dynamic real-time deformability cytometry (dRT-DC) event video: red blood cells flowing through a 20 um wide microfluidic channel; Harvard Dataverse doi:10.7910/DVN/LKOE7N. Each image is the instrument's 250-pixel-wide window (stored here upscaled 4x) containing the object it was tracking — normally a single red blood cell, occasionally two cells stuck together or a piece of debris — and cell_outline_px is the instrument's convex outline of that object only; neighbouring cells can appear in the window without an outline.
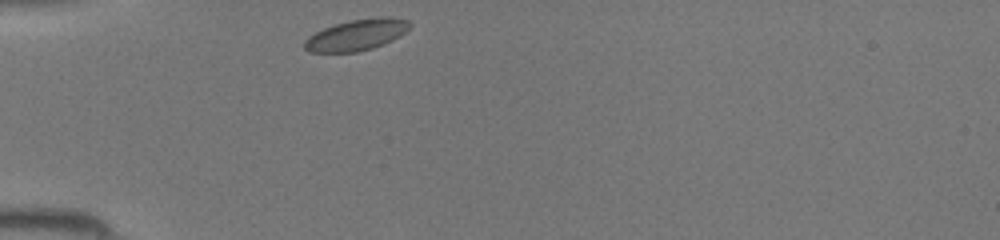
{"species": "common noctule bat (a hibernating species)", "species_latin": "Nyctalus noctula", "temperature_condition": "room temperature", "stored_images_in_passage": 28, "camera_frame_rate_fps": 3000, "um_per_image_px": 0.085, "animal": {"sex": "female", "body_mass_g": 19.5, "forearm_length_mm": 54.1}, "frame": {"image": 1, "passage_image": 1, "time_ms": 0.0, "image_size_px": [1000, 240], "cell_outline_px": [[412, 28], [400, 36], [384, 44], [372, 48], [356, 52], [308, 52], [304, 48], [304, 40], [308, 36], [324, 28], [348, 20], [380, 16], [388, 16], [408, 20], [412, 24]], "centroid_in_image_um": [30.35, 2.95], "position_along_channel_um": 54.7, "area_um2": 19.36}}
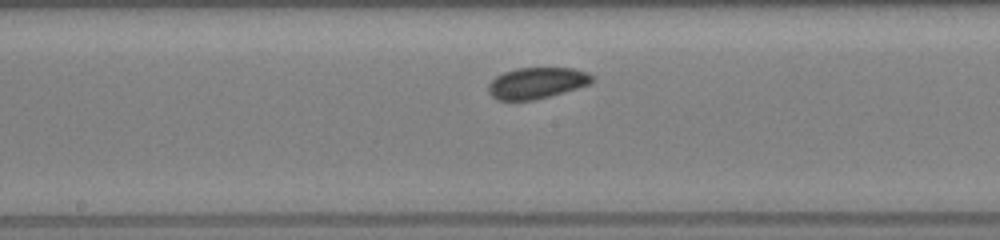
{"frame": {"image": 2, "passage_image": 12, "time_ms": 3.667, "image_size_px": [1000, 240], "cell_outline_px": [[596, 80], [588, 84], [564, 92], [536, 100], [496, 100], [488, 92], [488, 84], [496, 76], [504, 72], [516, 68], [572, 68], [588, 72]], "centroid_in_image_um": [45.61, 7.06], "position_along_channel_um": 202.6, "area_um2": 18.9}}
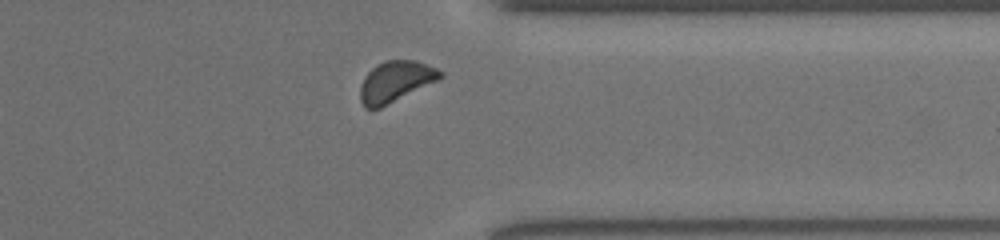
{"frame": {"image": 3, "passage_image": 24, "time_ms": 7.667, "image_size_px": [1000, 240], "cell_outline_px": [[444, 76], [380, 108], [364, 108], [360, 100], [360, 88], [364, 76], [376, 64], [384, 60], [416, 60], [436, 68], [444, 72]], "centroid_in_image_um": [33.59, 6.91], "position_along_channel_um": 377.8, "area_um2": 18.84}}